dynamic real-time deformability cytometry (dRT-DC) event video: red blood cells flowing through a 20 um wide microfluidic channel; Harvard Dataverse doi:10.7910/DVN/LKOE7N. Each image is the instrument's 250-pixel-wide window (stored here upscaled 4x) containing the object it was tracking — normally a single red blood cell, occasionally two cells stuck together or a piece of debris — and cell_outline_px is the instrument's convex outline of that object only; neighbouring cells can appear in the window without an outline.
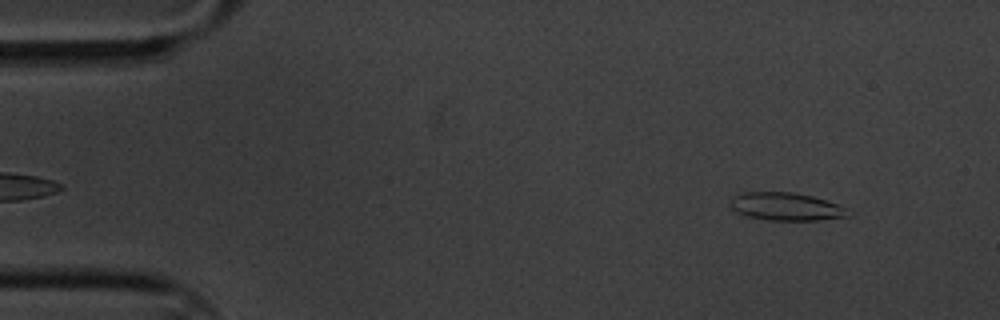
{"species": "common noctule bat (a hibernating species)", "species_latin": "Nyctalus noctula", "temperature_condition": "cold", "stored_images_in_passage": 59, "camera_frame_rate_fps": 3000, "um_per_image_px": 0.085, "animal": {"sex": "male", "body_mass_g": 20.1, "forearm_length_mm": 53.5}, "frame": {"image": 1, "passage_image": 5, "time_ms": 1.333, "image_size_px": [1000, 320], "cell_outline_px": [[852, 216], [820, 220], [768, 220], [744, 216], [736, 212], [732, 208], [728, 200], [732, 196], [744, 192], [792, 192], [812, 196], [836, 204], [852, 212]], "centroid_in_image_um": [66.78, 17.57], "position_along_channel_um": 18.2, "area_um2": 19.31}}
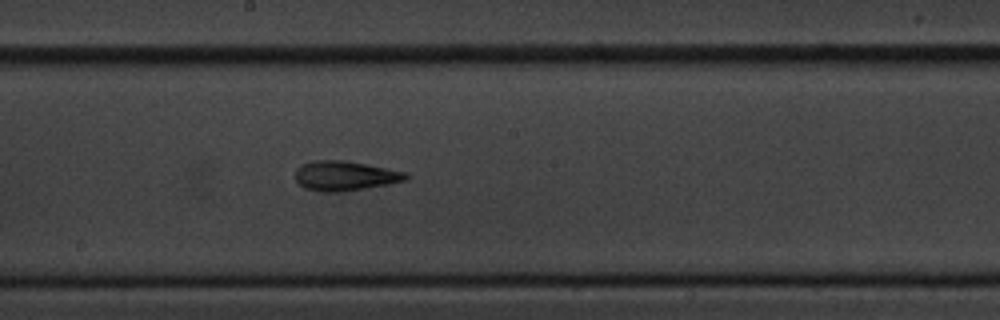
{"frame": {"image": 2, "passage_image": 31, "time_ms": 10.0, "image_size_px": [1000, 320], "cell_outline_px": [[408, 180], [388, 184], [340, 192], [320, 192], [304, 188], [296, 180], [296, 168], [300, 164], [312, 160], [344, 160], [408, 172]], "centroid_in_image_um": [29.3, 14.94], "position_along_channel_um": 218.9, "area_um2": 19.25}}
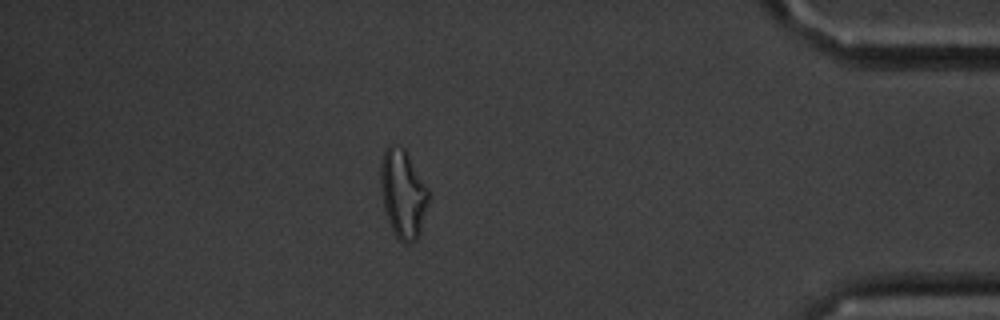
{"frame": {"image": 3, "passage_image": 51, "time_ms": 16.667, "image_size_px": [1000, 320], "cell_outline_px": [[428, 200], [420, 232], [416, 240], [408, 244], [400, 240], [396, 236], [388, 220], [384, 208], [380, 184], [380, 164], [384, 152], [388, 144], [392, 144], [404, 148], [428, 188]], "centroid_in_image_um": [34.23, 16.45], "position_along_channel_um": 401.0, "area_um2": 24.39}, "authors_computed_cell_mechanics": {"area_um2": 18.9584, "velocity_mm_per_s": 3.3217, "shape_relaxation_time_tau1_ms": 8.4905, "shape_relaxation_time_tau2_ms": 4.2392, "deformation_change_tau1": 0.2129, "deformation_change_tau2": 0.1266}}